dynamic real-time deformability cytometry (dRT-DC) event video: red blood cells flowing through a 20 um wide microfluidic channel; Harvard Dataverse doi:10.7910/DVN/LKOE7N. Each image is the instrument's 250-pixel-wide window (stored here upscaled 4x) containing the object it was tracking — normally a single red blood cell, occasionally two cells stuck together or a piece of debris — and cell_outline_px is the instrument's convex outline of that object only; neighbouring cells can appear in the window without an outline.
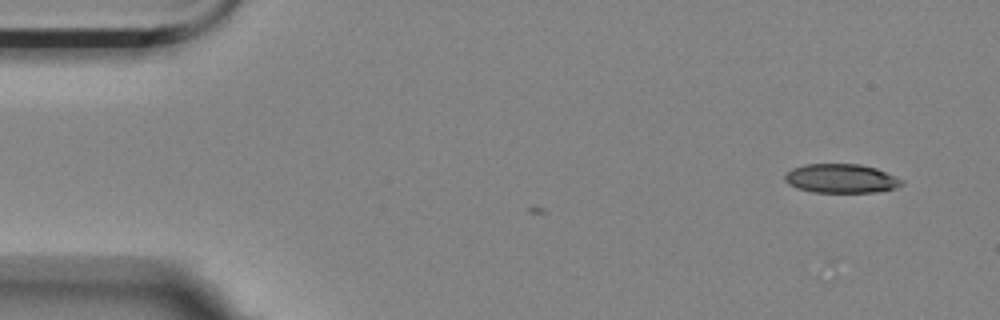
{"species": "Egyptian fruit bat (a non-hibernating species)", "species_latin": "Rousettus aegyptiacus", "temperature_condition": "room temperature", "stored_images_in_passage": 3, "camera_frame_rate_fps": 3000, "um_per_image_px": 0.085, "animal": {"sex": "female"}, "frame": {"image": 1, "passage_image": 1, "time_ms": 0.0, "image_size_px": [1000, 320], "cell_outline_px": [[904, 184], [896, 188], [876, 192], [812, 192], [796, 188], [788, 184], [784, 180], [784, 176], [792, 168], [804, 164], [860, 164], [876, 168], [896, 176], [904, 180]], "centroid_in_image_um": [71.5, 15.17], "position_along_channel_um": 13.5, "area_um2": 19.94}}